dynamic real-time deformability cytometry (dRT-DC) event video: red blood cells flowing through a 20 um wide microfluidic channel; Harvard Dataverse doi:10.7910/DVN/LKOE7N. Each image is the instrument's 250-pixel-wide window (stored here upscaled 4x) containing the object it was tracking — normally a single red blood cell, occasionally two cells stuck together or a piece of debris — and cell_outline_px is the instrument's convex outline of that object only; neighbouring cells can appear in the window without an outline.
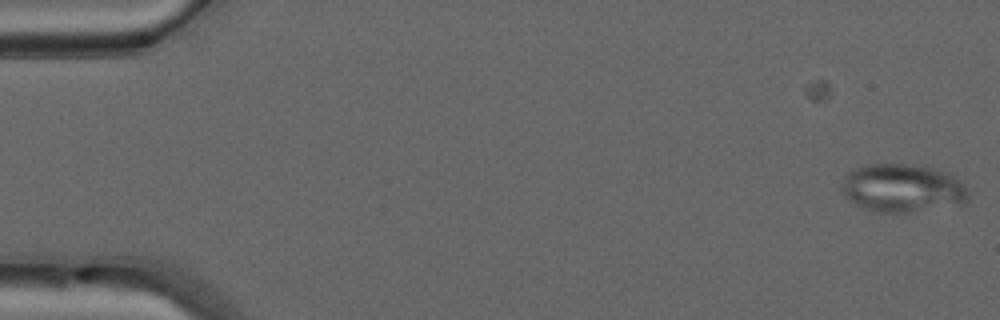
{"species": "common noctule bat (a hibernating species)", "species_latin": "Nyctalus noctula", "temperature_condition": "warm", "stored_images_in_passage": 7, "camera_frame_rate_fps": 3000, "um_per_image_px": 0.085, "animal": {"sex": "male", "forearm_length_mm": 52.5}, "frame": {"image": 1, "passage_image": 7, "time_ms": 2.0, "image_size_px": [1000, 320], "cell_outline_px": [[968, 200], [960, 204], [904, 212], [876, 212], [856, 204], [840, 188], [840, 184], [844, 176], [848, 172], [856, 168], [868, 164], [904, 164], [932, 168], [944, 172], [960, 180], [968, 188]], "centroid_in_image_um": [76.7, 15.98], "position_along_channel_um": 8.3, "area_um2": 35.03}}